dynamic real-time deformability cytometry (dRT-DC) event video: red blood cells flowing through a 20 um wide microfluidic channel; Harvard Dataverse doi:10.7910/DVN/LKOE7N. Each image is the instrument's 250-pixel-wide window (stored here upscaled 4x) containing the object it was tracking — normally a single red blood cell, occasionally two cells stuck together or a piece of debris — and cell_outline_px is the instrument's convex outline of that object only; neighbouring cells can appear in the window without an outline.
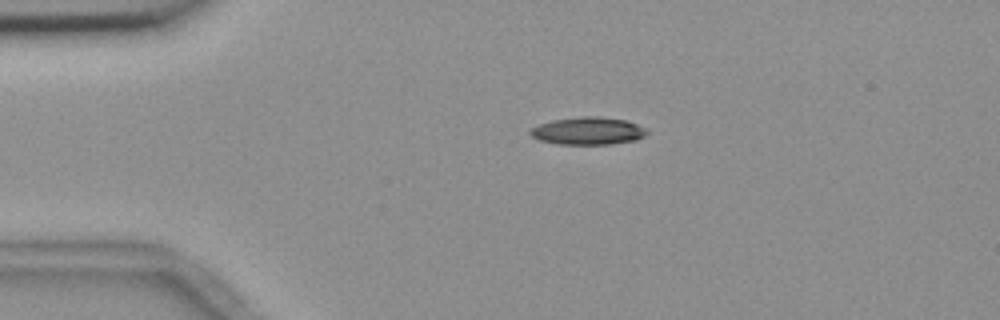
{"species": "common noctule bat (a hibernating species)", "species_latin": "Nyctalus noctula", "temperature_condition": "room temperature", "stored_images_in_passage": 45, "camera_frame_rate_fps": 3000, "um_per_image_px": 0.085, "animal": {"sex": "female", "body_mass_g": 18.4}, "frame": {"image": 1, "passage_image": 1, "time_ms": 0.0, "image_size_px": [1000, 320], "cell_outline_px": [[648, 132], [644, 136], [636, 140], [612, 144], [556, 144], [540, 140], [532, 136], [528, 132], [532, 128], [540, 124], [552, 120], [580, 116], [596, 116], [624, 120], [636, 124], [644, 128]], "centroid_in_image_um": [49.96, 11.13], "position_along_channel_um": 35.0, "area_um2": 18.61}}
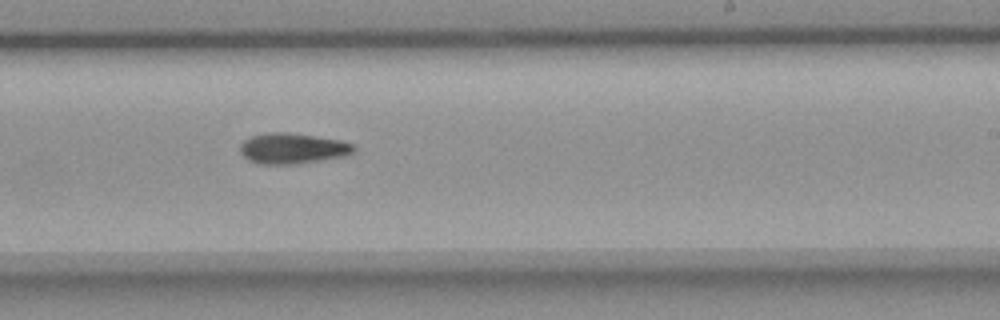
{"frame": {"image": 2, "passage_image": 23, "time_ms": 7.333, "image_size_px": [1000, 320], "cell_outline_px": [[356, 152], [344, 156], [296, 164], [264, 164], [248, 160], [240, 152], [240, 144], [244, 140], [252, 136], [268, 132], [288, 132], [340, 140], [356, 144]], "centroid_in_image_um": [24.9, 12.61], "position_along_channel_um": 264.1, "area_um2": 20.35}}
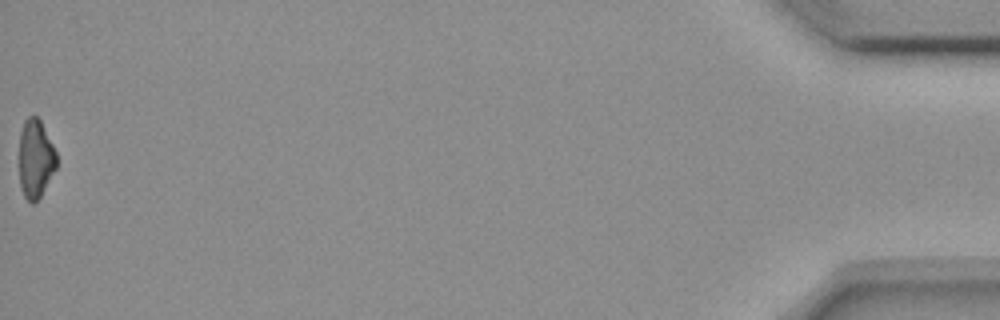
{"frame": {"image": 3, "passage_image": 45, "time_ms": 14.667, "image_size_px": [1000, 320], "cell_outline_px": [[56, 168], [40, 196], [32, 204], [24, 196], [20, 188], [20, 132], [24, 120], [28, 116], [36, 116], [40, 120], [56, 152]], "centroid_in_image_um": [3.01, 13.49], "position_along_channel_um": 432.2, "area_um2": 16.82}, "authors_computed_cell_mechanics": {"area_um2": 19.1318, "velocity_mm_per_s": 3.6638, "shape_relaxation_time_tau1_ms": 6.8446, "shape_relaxation_time_tau2_ms": null, "deformation_change_tau1": 0.1603, "deformation_change_tau2": null}}